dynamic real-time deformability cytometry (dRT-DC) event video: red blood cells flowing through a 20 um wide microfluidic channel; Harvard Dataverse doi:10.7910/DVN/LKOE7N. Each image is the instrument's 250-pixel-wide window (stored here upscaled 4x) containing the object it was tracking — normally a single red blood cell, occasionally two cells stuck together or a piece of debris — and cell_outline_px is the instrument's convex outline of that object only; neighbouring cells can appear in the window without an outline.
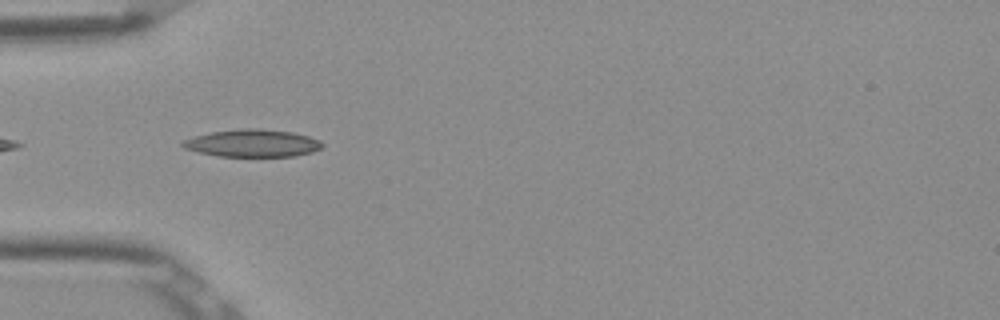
{"species": "Egyptian fruit bat (a non-hibernating species)", "species_latin": "Rousettus aegyptiacus", "temperature_condition": "room temperature", "stored_images_in_passage": 5, "camera_frame_rate_fps": 3000, "um_per_image_px": 0.085, "frame": {"image": 1, "passage_image": 2, "time_ms": 0.333, "image_size_px": [1000, 320], "cell_outline_px": [[324, 144], [320, 148], [312, 152], [296, 156], [216, 156], [184, 148], [180, 144], [184, 140], [196, 136], [212, 132], [248, 128], [252, 128], [292, 132], [308, 136], [320, 140]], "centroid_in_image_um": [21.49, 12.18], "position_along_channel_um": 63.5, "area_um2": 22.02}}